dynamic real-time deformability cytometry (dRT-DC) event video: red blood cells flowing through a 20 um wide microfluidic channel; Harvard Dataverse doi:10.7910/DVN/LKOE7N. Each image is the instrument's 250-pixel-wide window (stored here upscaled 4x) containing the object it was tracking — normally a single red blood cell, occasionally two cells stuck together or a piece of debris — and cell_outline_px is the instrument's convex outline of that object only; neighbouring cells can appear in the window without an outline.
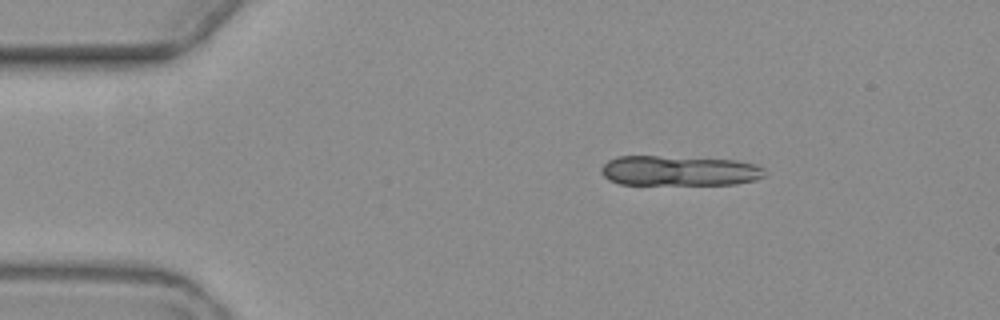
{"species": "common noctule bat (a hibernating species)", "species_latin": "Nyctalus noctula", "temperature_condition": "warm", "stored_images_in_passage": 7, "camera_frame_rate_fps": 3000, "um_per_image_px": 0.085, "animal": {"sex": "female", "body_mass_g": 19.3, "forearm_length_mm": 54.1}, "frame": {"image": 1, "passage_image": 2, "time_ms": 1.0, "image_size_px": [1000, 320], "cell_outline_px": [[764, 176], [756, 180], [736, 184], [620, 184], [608, 180], [600, 172], [600, 168], [608, 160], [616, 156], [656, 156], [736, 160], [756, 164], [764, 168]], "centroid_in_image_um": [57.71, 14.51], "position_along_channel_um": 27.3, "area_um2": 28.73}}
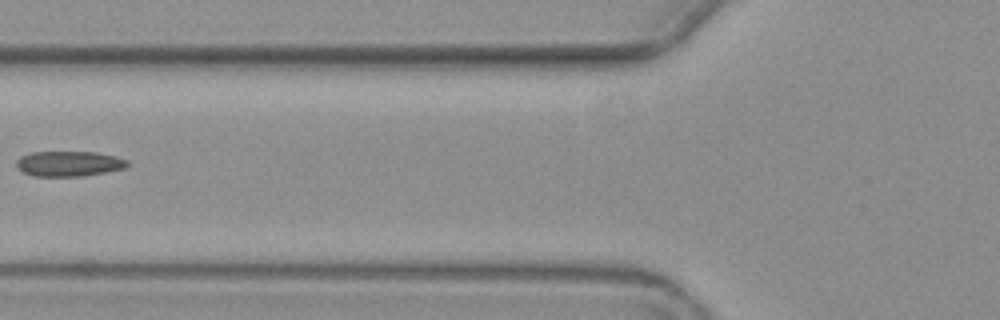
{"frame": {"image": 2, "passage_image": 5, "time_ms": 5.667, "image_size_px": [1000, 320], "cell_outline_px": [[128, 164], [124, 168], [84, 176], [32, 176], [20, 172], [16, 164], [16, 160], [20, 156], [32, 152], [96, 152], [116, 156], [128, 160]], "centroid_in_image_um": [5.82, 13.91], "position_along_channel_um": 120.0, "area_um2": 16.42}}
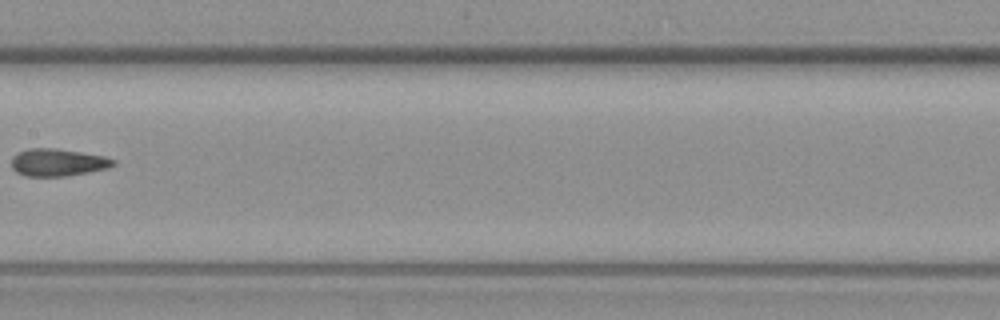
{"frame": {"image": 3, "passage_image": 7, "time_ms": 8.0, "image_size_px": [1000, 320], "cell_outline_px": [[116, 164], [108, 168], [88, 172], [64, 176], [24, 176], [16, 172], [12, 168], [12, 156], [16, 152], [28, 148], [56, 148], [104, 156], [116, 160]], "centroid_in_image_um": [4.88, 13.8], "position_along_channel_um": 202.5, "area_um2": 16.36}}